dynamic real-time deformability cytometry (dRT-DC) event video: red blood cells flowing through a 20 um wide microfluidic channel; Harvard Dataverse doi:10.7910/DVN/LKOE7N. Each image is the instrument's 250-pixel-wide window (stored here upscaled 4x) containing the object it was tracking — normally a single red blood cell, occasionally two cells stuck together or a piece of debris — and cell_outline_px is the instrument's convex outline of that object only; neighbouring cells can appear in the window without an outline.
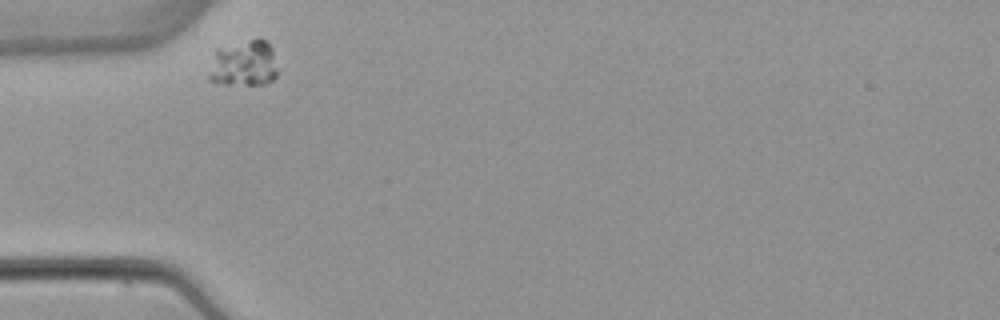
{"species": "common noctule bat (a hibernating species)", "species_latin": "Nyctalus noctula", "temperature_condition": "warm", "stored_images_in_passage": 2, "camera_frame_rate_fps": 3000, "um_per_image_px": 0.085, "animal": {"sex": "female", "body_mass_g": 22.7, "forearm_length_mm": 54.2}, "frame": {"image": 1, "passage_image": 1, "time_ms": 0.0, "image_size_px": [1000, 320], "cell_outline_px": [[276, 76], [272, 80], [264, 84], [224, 84], [208, 80], [208, 76], [216, 48], [256, 36], [264, 40], [272, 48], [276, 72]], "centroid_in_image_um": [20.7, 5.36], "position_along_channel_um": 64.3, "area_um2": 18.55}}
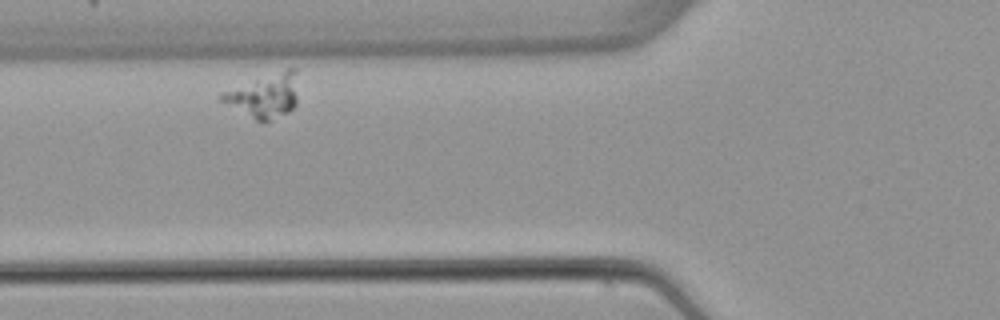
{"frame": {"image": 2, "passage_image": 2, "time_ms": 1.333, "image_size_px": [1000, 320], "cell_outline_px": [[296, 104], [288, 112], [268, 120], [256, 120], [220, 100], [220, 92], [284, 68], [296, 68]], "centroid_in_image_um": [22.48, 8.09], "position_along_channel_um": 103.3, "area_um2": 19.13}}